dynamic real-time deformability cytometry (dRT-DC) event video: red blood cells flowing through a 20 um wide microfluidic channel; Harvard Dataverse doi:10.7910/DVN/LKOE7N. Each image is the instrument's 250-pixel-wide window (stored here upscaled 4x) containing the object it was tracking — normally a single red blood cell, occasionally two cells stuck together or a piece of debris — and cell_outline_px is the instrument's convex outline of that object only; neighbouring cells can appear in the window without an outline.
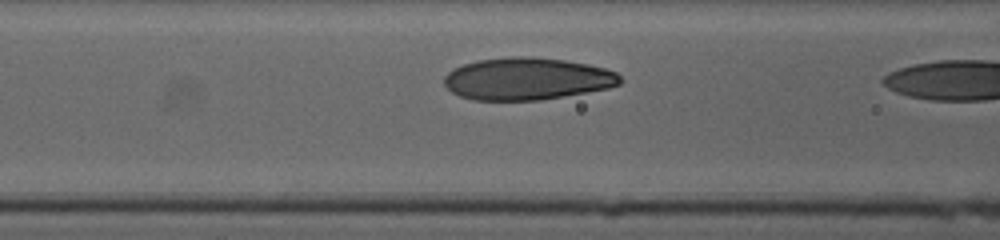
{"species": "human", "species_latin": "Homo sapiens", "temperature_condition": "cold", "stored_images_in_passage": 8, "camera_frame_rate_fps": 3000, "um_per_image_px": 0.085, "donor": {"sex": "female"}, "frame": {"image": 1, "passage_image": 7, "time_ms": 2.0, "image_size_px": [1000, 240], "cell_outline_px": [[624, 80], [620, 84], [608, 88], [564, 96], [540, 100], [472, 100], [460, 96], [452, 92], [444, 84], [444, 76], [452, 68], [476, 60], [516, 56], [520, 56], [564, 60], [588, 64], [604, 68], [616, 72]], "centroid_in_image_um": [44.79, 6.7], "position_along_channel_um": 121.8, "area_um2": 43.29}}